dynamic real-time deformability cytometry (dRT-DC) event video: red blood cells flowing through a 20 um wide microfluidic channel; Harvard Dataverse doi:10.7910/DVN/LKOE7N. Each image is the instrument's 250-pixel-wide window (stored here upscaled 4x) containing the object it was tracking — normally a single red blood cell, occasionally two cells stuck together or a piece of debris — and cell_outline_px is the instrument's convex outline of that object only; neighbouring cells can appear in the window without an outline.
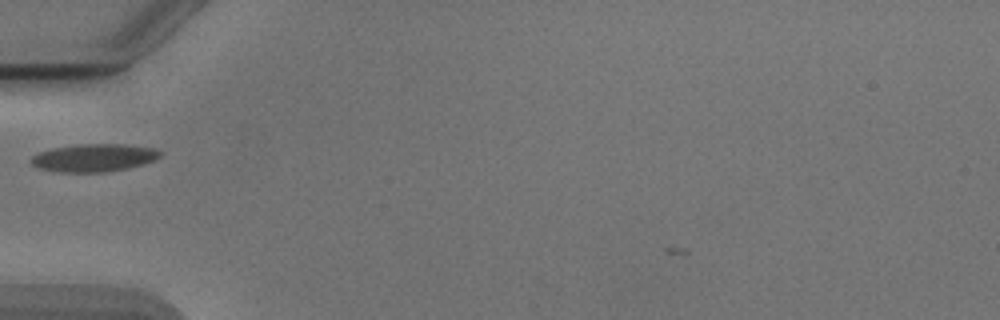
{"species": "Egyptian fruit bat (a non-hibernating species)", "species_latin": "Rousettus aegyptiacus", "temperature_condition": "cold", "stored_images_in_passage": 39, "camera_frame_rate_fps": 3000, "um_per_image_px": 0.085, "animal": {"sex": "male"}, "frame": {"image": 1, "passage_image": 7, "time_ms": 2.0, "image_size_px": [1000, 320], "cell_outline_px": [[160, 156], [152, 160], [140, 164], [124, 168], [100, 172], [60, 172], [40, 168], [32, 164], [28, 160], [32, 156], [40, 152], [52, 148], [76, 144], [128, 144], [152, 148], [160, 152]], "centroid_in_image_um": [7.91, 13.39], "position_along_channel_um": 77.1, "area_um2": 20.52}}
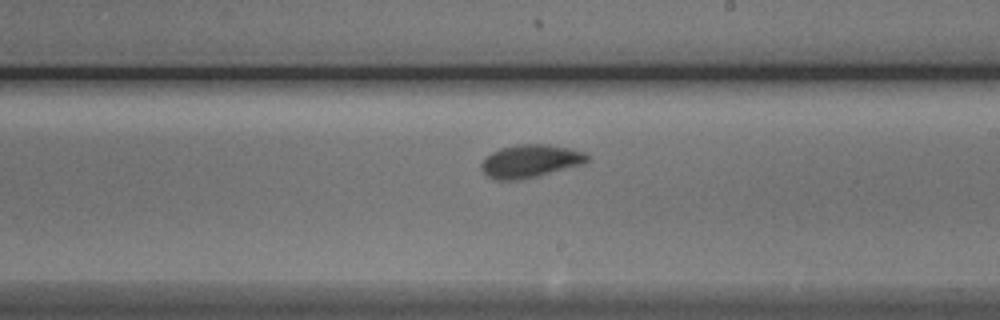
{"frame": {"image": 2, "passage_image": 20, "time_ms": 6.333, "image_size_px": [1000, 320], "cell_outline_px": [[588, 160], [584, 164], [536, 176], [516, 180], [496, 180], [488, 176], [480, 168], [480, 164], [484, 156], [500, 148], [516, 144], [548, 144], [588, 152]], "centroid_in_image_um": [45.06, 13.68], "position_along_channel_um": 243.9, "area_um2": 20.46}}
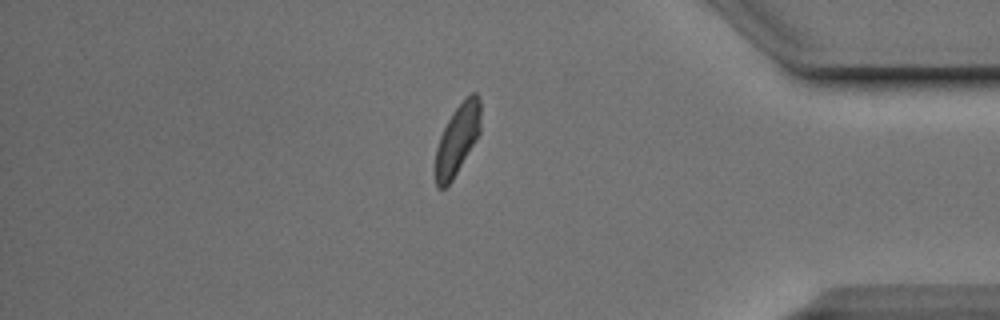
{"frame": {"image": 3, "passage_image": 34, "time_ms": 11.0, "image_size_px": [1000, 320], "cell_outline_px": [[480, 132], [476, 140], [452, 180], [444, 188], [436, 188], [436, 148], [440, 136], [452, 112], [472, 92], [476, 92], [480, 100]], "centroid_in_image_um": [38.88, 11.84], "position_along_channel_um": 396.3, "area_um2": 18.15}, "authors_computed_cell_mechanics": {"area_um2": 19.1318, "velocity_mm_per_s": 3.8504, "shape_relaxation_time_tau1_ms": 5.4279, "shape_relaxation_time_tau2_ms": 1.0775, "deformation_change_tau1": 0.202, "deformation_change_tau2": 0.07}}